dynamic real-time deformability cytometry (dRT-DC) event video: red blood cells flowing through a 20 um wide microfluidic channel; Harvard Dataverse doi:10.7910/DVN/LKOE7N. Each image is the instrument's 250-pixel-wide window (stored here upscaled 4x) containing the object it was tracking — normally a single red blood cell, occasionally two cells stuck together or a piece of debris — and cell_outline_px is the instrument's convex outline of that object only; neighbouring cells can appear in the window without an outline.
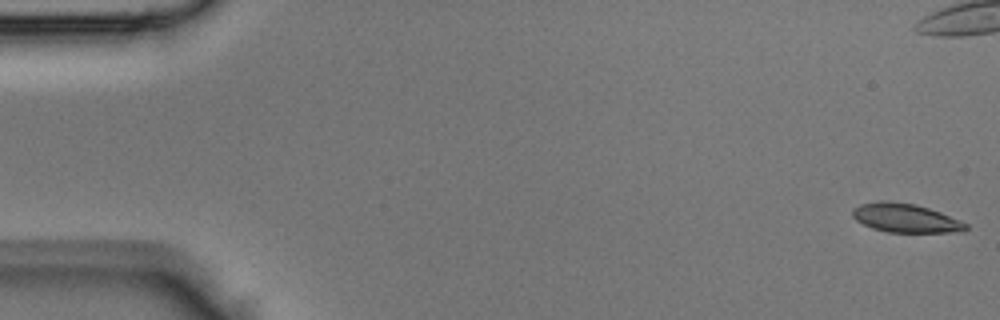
{"species": "Egyptian fruit bat (a non-hibernating species)", "species_latin": "Rousettus aegyptiacus", "temperature_condition": "room temperature", "stored_images_in_passage": 45, "camera_frame_rate_fps": 3000, "um_per_image_px": 0.085, "animal": {"sex": "male"}, "frame": {"image": 1, "passage_image": 1, "time_ms": 0.0, "image_size_px": [1000, 320], "cell_outline_px": [[968, 228], [964, 232], [888, 232], [872, 228], [856, 220], [852, 216], [852, 208], [860, 204], [916, 204], [940, 212], [960, 220], [968, 224]], "centroid_in_image_um": [77.04, 18.59], "position_along_channel_um": 8.0, "area_um2": 18.26}}
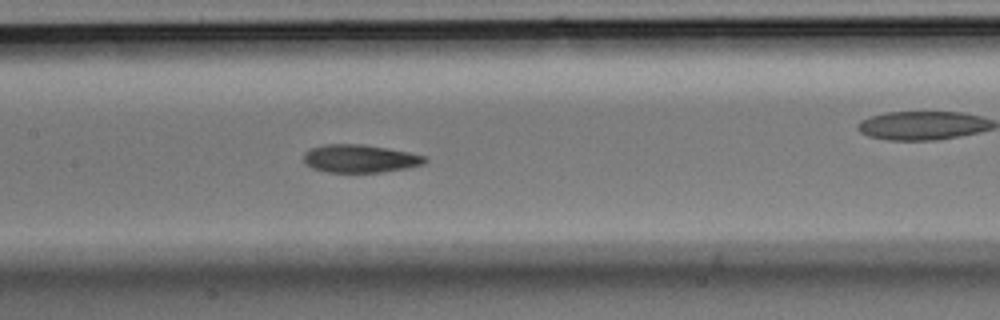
{"frame": {"image": 2, "passage_image": 21, "time_ms": 6.667, "image_size_px": [1000, 320], "cell_outline_px": [[428, 160], [424, 164], [408, 168], [380, 172], [328, 172], [312, 168], [304, 164], [304, 152], [308, 148], [324, 144], [364, 144], [388, 148], [408, 152], [424, 156]], "centroid_in_image_um": [30.56, 13.47], "position_along_channel_um": 176.8, "area_um2": 19.94}}
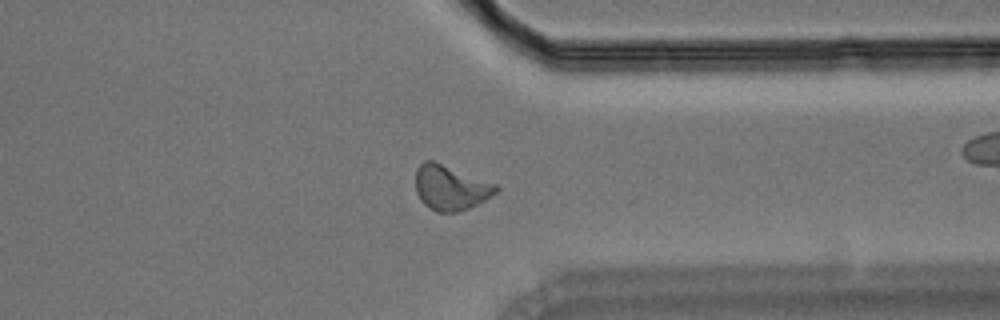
{"frame": {"image": 3, "passage_image": 34, "time_ms": 11.0, "image_size_px": [1000, 320], "cell_outline_px": [[500, 188], [496, 192], [484, 200], [468, 208], [456, 212], [436, 212], [424, 204], [420, 200], [416, 192], [416, 168], [424, 160], [432, 160], [496, 184]], "centroid_in_image_um": [38.26, 15.95], "position_along_channel_um": 373.1, "area_um2": 20.81}}